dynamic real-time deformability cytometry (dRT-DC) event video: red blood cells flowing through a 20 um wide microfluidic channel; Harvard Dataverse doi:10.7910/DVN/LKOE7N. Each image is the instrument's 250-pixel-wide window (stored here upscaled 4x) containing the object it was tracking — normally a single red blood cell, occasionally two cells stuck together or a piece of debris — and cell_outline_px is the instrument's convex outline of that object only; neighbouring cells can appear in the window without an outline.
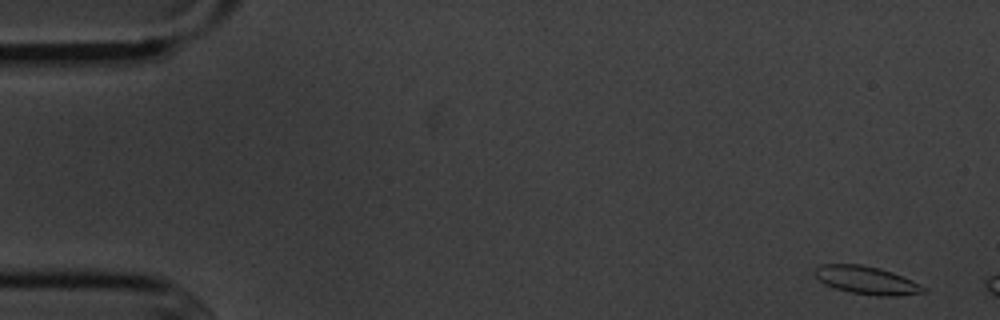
{"species": "common noctule bat (a hibernating species)", "species_latin": "Nyctalus noctula", "temperature_condition": "cold", "stored_images_in_passage": 3, "camera_frame_rate_fps": 3000, "um_per_image_px": 0.085, "animal": {"sex": "male", "body_mass_g": 20.1, "forearm_length_mm": 53.5}, "frame": {"image": 1, "passage_image": 1, "time_ms": 0.0, "image_size_px": [1000, 320], "cell_outline_px": [[928, 292], [896, 296], [876, 296], [848, 292], [824, 284], [812, 272], [812, 268], [820, 264], [860, 264], [880, 268], [892, 272], [912, 280], [928, 288]], "centroid_in_image_um": [73.66, 23.82], "position_along_channel_um": 11.3, "area_um2": 18.03}}